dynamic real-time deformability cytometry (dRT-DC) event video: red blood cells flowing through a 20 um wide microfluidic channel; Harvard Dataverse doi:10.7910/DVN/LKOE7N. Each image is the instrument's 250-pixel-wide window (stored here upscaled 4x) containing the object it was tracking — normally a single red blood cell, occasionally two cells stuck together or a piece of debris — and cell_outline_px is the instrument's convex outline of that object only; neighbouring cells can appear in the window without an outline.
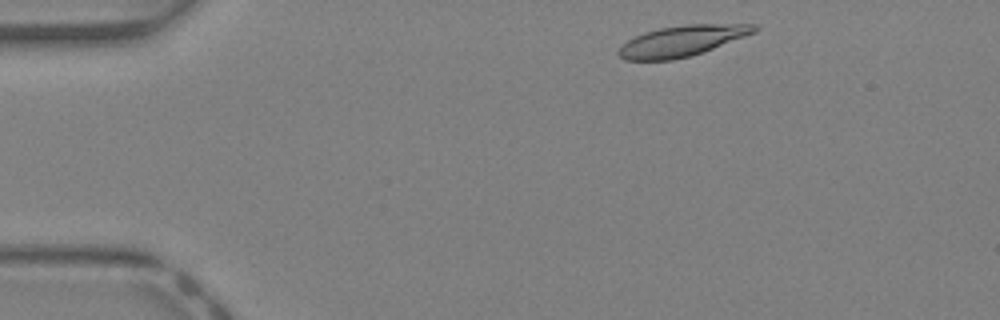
{"species": "Egyptian fruit bat (a non-hibernating species)", "species_latin": "Rousettus aegyptiacus", "temperature_condition": "warm", "stored_images_in_passage": 37, "camera_frame_rate_fps": 3000, "um_per_image_px": 0.085, "animal": {"sex": "female"}, "frame": {"image": 1, "passage_image": 2, "time_ms": 0.333, "image_size_px": [1000, 320], "cell_outline_px": [[760, 28], [756, 32], [704, 52], [672, 60], [624, 60], [616, 52], [628, 40], [644, 32], [660, 28], [684, 24], [756, 24]], "centroid_in_image_um": [58.0, 3.47], "position_along_channel_um": 27.0, "area_um2": 24.28}}
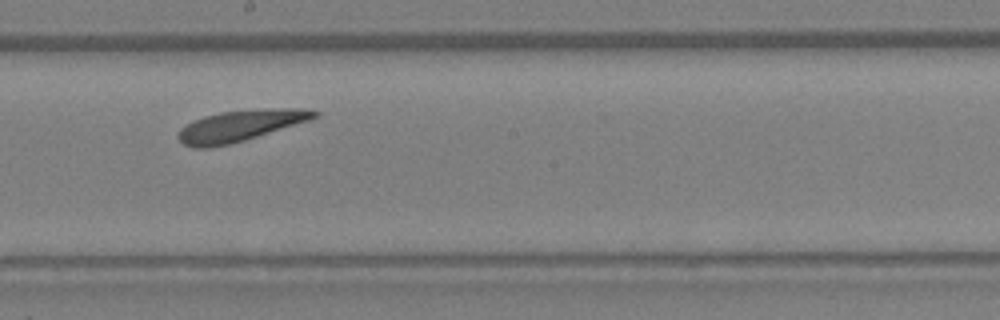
{"frame": {"image": 2, "passage_image": 19, "time_ms": 6.0, "image_size_px": [1000, 320], "cell_outline_px": [[320, 116], [308, 120], [244, 140], [228, 144], [208, 148], [192, 148], [184, 144], [176, 136], [180, 128], [184, 124], [192, 120], [204, 116], [220, 112], [272, 108], [300, 108], [320, 112]], "centroid_in_image_um": [20.35, 10.68], "position_along_channel_um": 227.8, "area_um2": 24.51}}
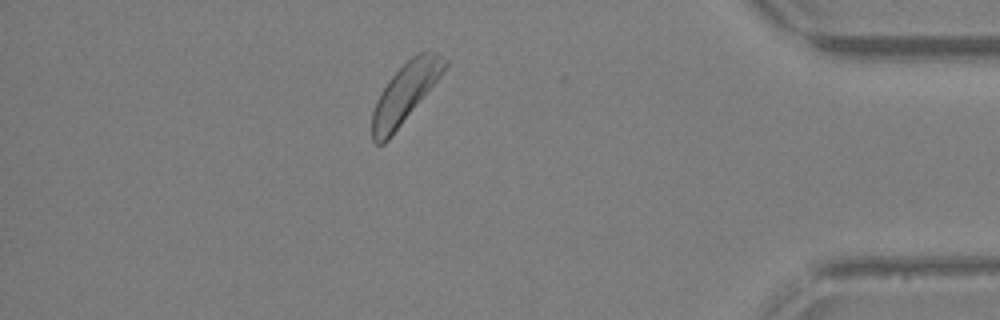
{"frame": {"image": 3, "passage_image": 32, "time_ms": 10.333, "image_size_px": [1000, 320], "cell_outline_px": [[448, 64], [444, 72], [388, 140], [384, 144], [376, 144], [372, 140], [372, 112], [376, 100], [380, 92], [388, 80], [412, 56], [420, 52], [436, 52], [448, 60]], "centroid_in_image_um": [34.43, 7.91], "position_along_channel_um": 400.8, "area_um2": 24.8}, "authors_computed_cell_mechanics": {"area_um2": 24.5072, "velocity_mm_per_s": 4.846, "shape_relaxation_time_tau1_ms": 1.9341, "shape_relaxation_time_tau2_ms": 2.5882, "deformation_change_tau1": 0.087, "deformation_change_tau2": 0.0965}}